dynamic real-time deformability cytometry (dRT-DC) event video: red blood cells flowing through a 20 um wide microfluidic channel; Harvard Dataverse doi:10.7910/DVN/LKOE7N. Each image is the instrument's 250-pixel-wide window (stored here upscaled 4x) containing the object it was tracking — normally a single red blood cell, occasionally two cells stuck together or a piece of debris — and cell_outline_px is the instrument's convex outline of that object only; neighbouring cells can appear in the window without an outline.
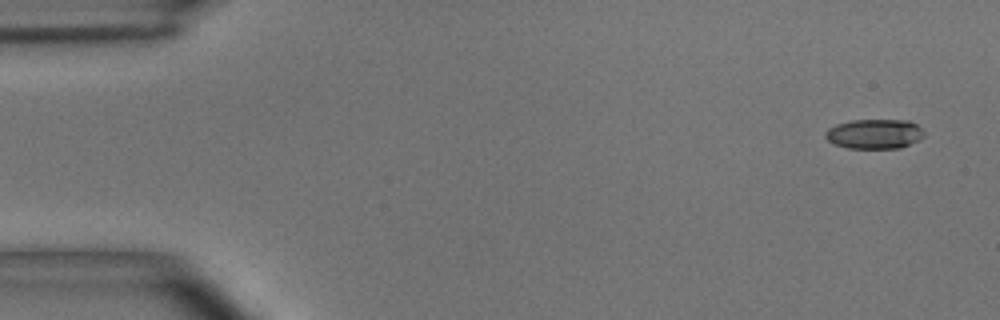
{"species": "common noctule bat (a hibernating species)", "species_latin": "Nyctalus noctula", "temperature_condition": "room temperature", "stored_images_in_passage": 10, "camera_frame_rate_fps": 3000, "um_per_image_px": 0.085, "animal": {"sex": "male", "body_mass_g": 15.6}, "frame": {"image": 1, "passage_image": 1, "time_ms": 0.0, "image_size_px": [1000, 320], "cell_outline_px": [[924, 136], [920, 140], [900, 148], [848, 148], [832, 144], [824, 136], [824, 132], [828, 128], [836, 124], [852, 120], [908, 120], [916, 124], [924, 132]], "centroid_in_image_um": [74.31, 11.38], "position_along_channel_um": 10.7, "area_um2": 17.22}}